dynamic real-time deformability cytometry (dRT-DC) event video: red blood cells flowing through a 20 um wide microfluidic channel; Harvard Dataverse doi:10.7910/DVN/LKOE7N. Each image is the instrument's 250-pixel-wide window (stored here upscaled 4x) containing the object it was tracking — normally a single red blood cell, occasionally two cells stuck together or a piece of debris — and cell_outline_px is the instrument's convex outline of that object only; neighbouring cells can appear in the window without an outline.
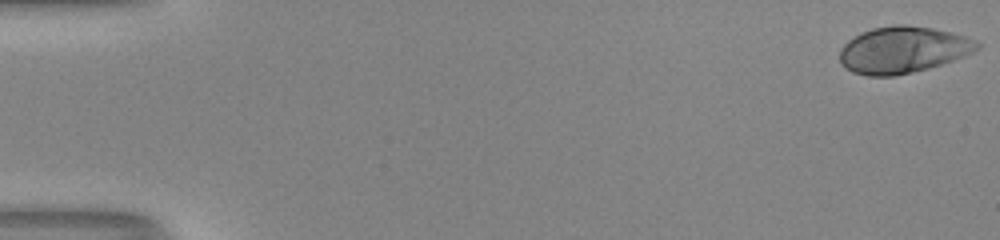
{"species": "human", "species_latin": "Homo sapiens", "temperature_condition": "room temperature", "stored_images_in_passage": 51, "camera_frame_rate_fps": 3000, "um_per_image_px": 0.085, "donor": {"sex": "male"}, "frame": {"image": 1, "passage_image": 1, "time_ms": 0.0, "image_size_px": [1000, 240], "cell_outline_px": [[980, 48], [964, 56], [928, 68], [896, 76], [868, 76], [852, 72], [844, 68], [840, 64], [840, 48], [848, 40], [860, 32], [872, 28], [892, 24], [908, 24], [932, 28], [964, 36], [976, 40], [980, 44]], "centroid_in_image_um": [76.7, 4.23], "position_along_channel_um": 8.3, "area_um2": 37.45}}
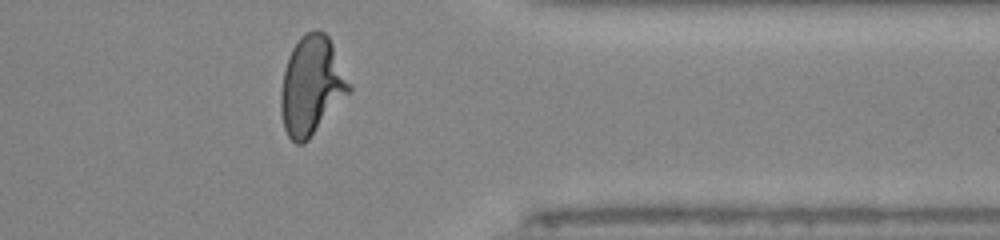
{"frame": {"image": 2, "passage_image": 42, "time_ms": 13.667, "image_size_px": [1000, 240], "cell_outline_px": [[352, 92], [308, 140], [304, 144], [296, 144], [288, 136], [284, 128], [280, 108], [280, 92], [284, 72], [288, 56], [292, 48], [300, 36], [316, 28], [324, 32], [328, 36], [332, 44], [352, 88]], "centroid_in_image_um": [26.48, 7.3], "position_along_channel_um": 384.9, "area_um2": 39.36}}
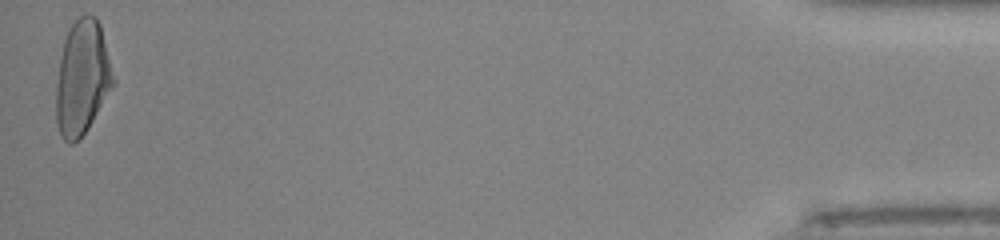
{"frame": {"image": 3, "passage_image": 51, "time_ms": 16.667, "image_size_px": [1000, 240], "cell_outline_px": [[116, 84], [88, 128], [72, 144], [68, 144], [60, 136], [56, 124], [56, 84], [60, 56], [64, 40], [72, 24], [80, 16], [96, 16], [100, 24], [116, 80]], "centroid_in_image_um": [7.0, 6.64], "position_along_channel_um": 428.2, "area_um2": 38.32}, "authors_computed_cell_mechanics": {"area_um2": 37.3388, "velocity_mm_per_s": 4.1622, "shape_relaxation_time_tau1_ms": 3.8478, "shape_relaxation_time_tau2_ms": null, "deformation_change_tau1": 0.1997, "deformation_change_tau2": null}}